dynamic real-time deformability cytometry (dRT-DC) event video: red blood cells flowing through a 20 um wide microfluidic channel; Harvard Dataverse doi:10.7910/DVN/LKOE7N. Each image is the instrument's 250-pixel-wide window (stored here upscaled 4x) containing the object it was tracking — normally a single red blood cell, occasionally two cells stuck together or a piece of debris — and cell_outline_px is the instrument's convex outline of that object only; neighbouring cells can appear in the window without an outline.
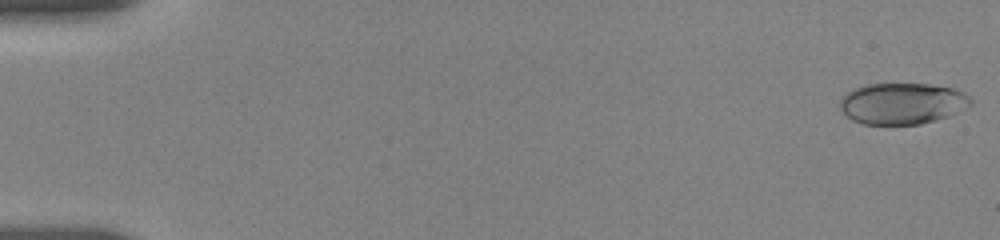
{"species": "human", "species_latin": "Homo sapiens", "temperature_condition": "room temperature", "stored_images_in_passage": 5, "camera_frame_rate_fps": 3000, "um_per_image_px": 0.085, "donor": {"sex": "female"}, "frame": {"image": 1, "passage_image": 1, "time_ms": 0.0, "image_size_px": [1000, 240], "cell_outline_px": [[972, 104], [948, 116], [920, 124], [864, 124], [852, 120], [840, 108], [840, 100], [852, 88], [864, 84], [928, 84], [956, 88], [964, 92], [972, 100]], "centroid_in_image_um": [76.69, 8.78], "position_along_channel_um": 8.3, "area_um2": 31.39}}